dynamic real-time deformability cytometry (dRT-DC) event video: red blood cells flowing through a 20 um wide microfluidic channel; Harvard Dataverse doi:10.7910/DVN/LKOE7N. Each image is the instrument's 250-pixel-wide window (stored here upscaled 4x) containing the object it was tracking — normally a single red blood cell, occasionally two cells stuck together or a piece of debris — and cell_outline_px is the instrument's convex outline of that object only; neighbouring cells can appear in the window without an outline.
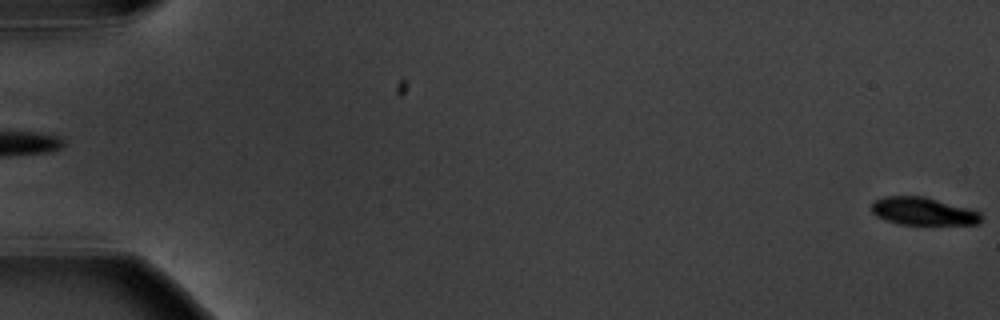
{"species": "common noctule bat (a hibernating species)", "species_latin": "Nyctalus noctula", "temperature_condition": "warm", "stored_images_in_passage": 7, "segment_of_instrument_passage": [2, 2], "camera_frame_rate_fps": 3000, "um_per_image_px": 0.085, "animal": {"sex": "male", "body_mass_g": 20.1, "forearm_length_mm": 53.5}, "frame": {"image": 1, "passage_image": 7, "time_ms": 6.667, "image_size_px": [1000, 320], "cell_outline_px": [[984, 216], [980, 224], [896, 224], [884, 220], [876, 216], [872, 212], [872, 204], [876, 200], [884, 196], [924, 196], [968, 208], [980, 212]], "centroid_in_image_um": [78.48, 17.96], "position_along_channel_um": 6.5, "area_um2": 17.8}}